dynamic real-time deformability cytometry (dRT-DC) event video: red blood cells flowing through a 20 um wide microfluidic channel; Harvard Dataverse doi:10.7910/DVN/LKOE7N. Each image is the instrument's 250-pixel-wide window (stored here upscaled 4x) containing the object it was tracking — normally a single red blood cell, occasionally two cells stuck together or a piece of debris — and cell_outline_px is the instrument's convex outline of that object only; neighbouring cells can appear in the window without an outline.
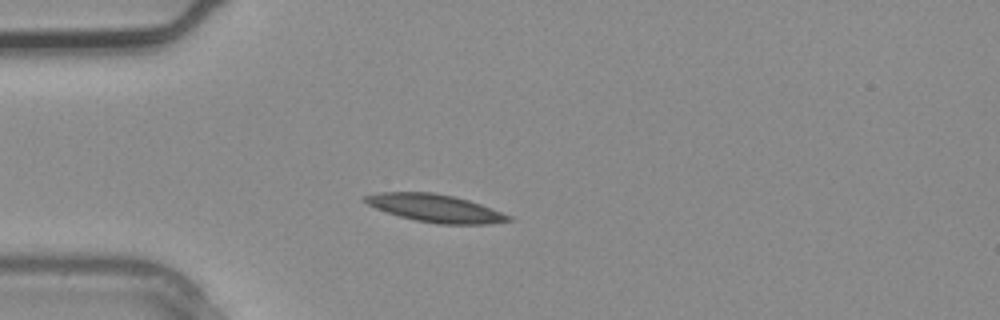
{"species": "common noctule bat (a hibernating species)", "species_latin": "Nyctalus noctula", "temperature_condition": "warm", "stored_images_in_passage": 3, "camera_frame_rate_fps": 3000, "um_per_image_px": 0.085, "animal": {"sex": "male", "body_mass_g": 20.4}, "frame": {"image": 1, "passage_image": 3, "time_ms": 0.667, "image_size_px": [1000, 320], "cell_outline_px": [[516, 220], [488, 224], [440, 224], [416, 220], [400, 216], [376, 208], [368, 204], [364, 200], [364, 196], [380, 192], [432, 192], [452, 196], [468, 200], [480, 204], [512, 216]], "centroid_in_image_um": [37.05, 17.7], "position_along_channel_um": 48.0, "area_um2": 22.95}}